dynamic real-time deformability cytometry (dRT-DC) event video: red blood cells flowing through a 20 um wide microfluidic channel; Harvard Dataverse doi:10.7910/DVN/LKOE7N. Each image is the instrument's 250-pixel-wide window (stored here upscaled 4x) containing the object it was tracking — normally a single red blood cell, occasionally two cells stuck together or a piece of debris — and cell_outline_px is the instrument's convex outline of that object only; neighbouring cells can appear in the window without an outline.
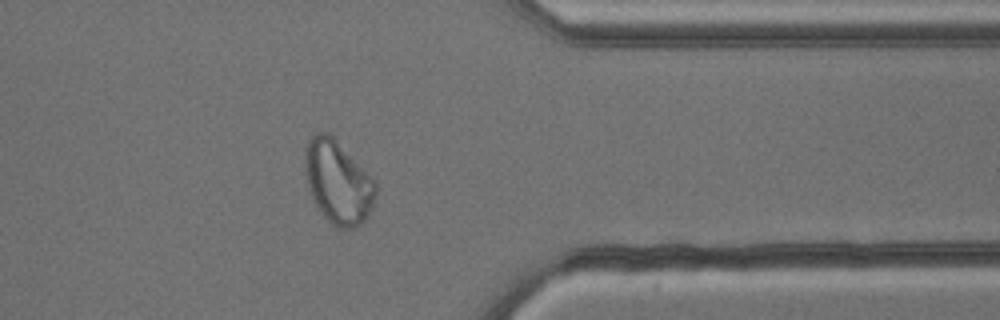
{"species": "common noctule bat (a hibernating species)", "species_latin": "Nyctalus noctula", "temperature_condition": "cold", "stored_images_in_passage": 40, "camera_frame_rate_fps": 3000, "um_per_image_px": 0.085, "animal": {"sex": "male", "body_mass_g": 13.3}, "frame": {"image": 1, "passage_image": 29, "time_ms": 9.333, "image_size_px": [1000, 320], "cell_outline_px": [[376, 196], [372, 208], [364, 220], [356, 228], [340, 228], [332, 224], [316, 208], [308, 184], [304, 168], [304, 164], [308, 140], [316, 132], [328, 132], [376, 180]], "centroid_in_image_um": [28.74, 15.49], "position_along_channel_um": 382.7, "area_um2": 34.16}}